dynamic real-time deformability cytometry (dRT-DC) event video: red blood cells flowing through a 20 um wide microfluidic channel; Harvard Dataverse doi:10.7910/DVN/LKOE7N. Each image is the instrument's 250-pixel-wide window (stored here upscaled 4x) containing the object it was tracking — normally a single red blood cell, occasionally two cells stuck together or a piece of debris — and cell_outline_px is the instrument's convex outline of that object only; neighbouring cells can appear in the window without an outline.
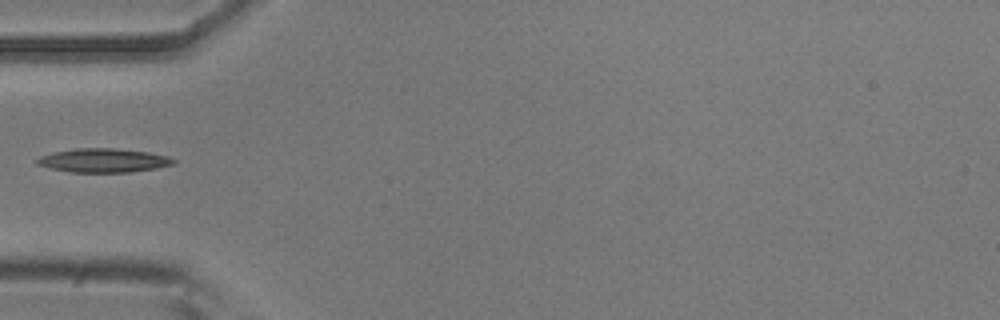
{"species": "common noctule bat (a hibernating species)", "species_latin": "Nyctalus noctula", "temperature_condition": "room temperature", "stored_images_in_passage": 4, "camera_frame_rate_fps": 3000, "um_per_image_px": 0.085, "animal": {"sex": "male", "body_mass_g": 20.5, "forearm_length_mm": 52.5}, "frame": {"image": 1, "passage_image": 4, "time_ms": 1.0, "image_size_px": [1000, 320], "cell_outline_px": [[176, 164], [156, 168], [128, 172], [68, 172], [36, 164], [36, 160], [40, 156], [56, 152], [76, 148], [112, 148], [148, 152], [168, 156], [176, 160]], "centroid_in_image_um": [8.82, 13.64], "position_along_channel_um": 76.2, "area_um2": 18.84}}